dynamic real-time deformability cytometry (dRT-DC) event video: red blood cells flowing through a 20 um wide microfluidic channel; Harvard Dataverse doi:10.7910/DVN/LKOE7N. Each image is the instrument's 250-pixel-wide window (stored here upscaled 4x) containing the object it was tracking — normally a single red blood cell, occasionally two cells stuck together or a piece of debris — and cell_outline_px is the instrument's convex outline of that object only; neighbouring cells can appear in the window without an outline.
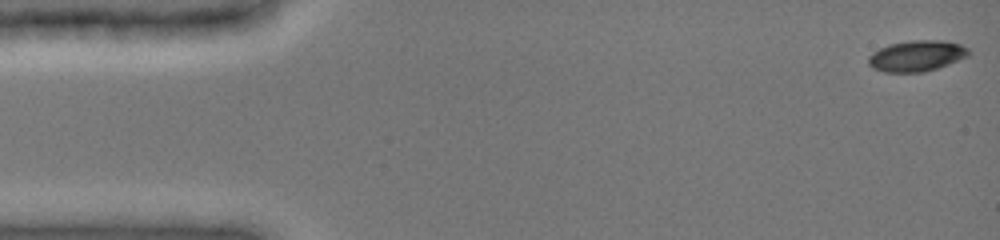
{"species": "common noctule bat (a hibernating species)", "species_latin": "Nyctalus noctula", "temperature_condition": "cold", "stored_images_in_passage": 48, "camera_frame_rate_fps": 3000, "um_per_image_px": 0.085, "animal": {"sex": "female", "body_mass_g": 19.0, "forearm_length_mm": 51.5}, "frame": {"image": 1, "passage_image": 1, "time_ms": 0.0, "image_size_px": [1000, 240], "cell_outline_px": [[968, 56], [948, 64], [924, 72], [884, 72], [872, 68], [868, 64], [868, 56], [872, 52], [888, 44], [912, 40], [944, 40], [960, 44], [968, 48]], "centroid_in_image_um": [77.88, 4.74], "position_along_channel_um": 7.1, "area_um2": 18.09}}
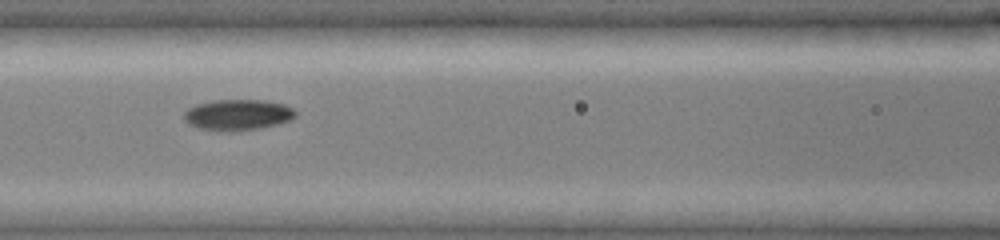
{"frame": {"image": 2, "passage_image": 21, "time_ms": 6.667, "image_size_px": [1000, 240], "cell_outline_px": [[296, 116], [288, 120], [276, 124], [260, 128], [232, 132], [228, 132], [200, 128], [188, 124], [184, 120], [184, 112], [188, 108], [196, 104], [216, 100], [264, 100], [284, 104], [292, 108], [296, 112]], "centroid_in_image_um": [20.18, 9.76], "position_along_channel_um": 146.4, "area_um2": 20.06}}
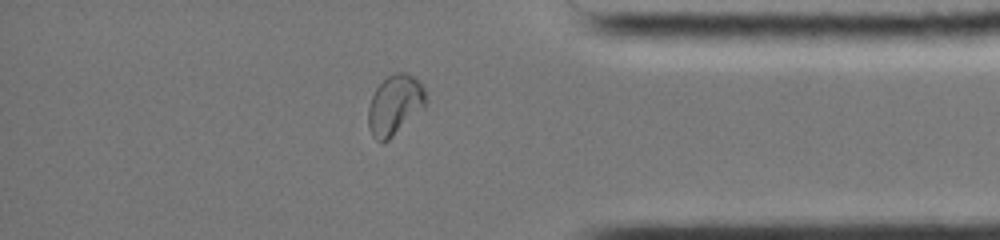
{"frame": {"image": 3, "passage_image": 41, "time_ms": 13.333, "image_size_px": [1000, 240], "cell_outline_px": [[428, 100], [424, 108], [388, 140], [380, 144], [372, 136], [368, 128], [368, 108], [372, 96], [376, 88], [388, 76], [396, 72], [404, 72], [412, 76], [424, 88]], "centroid_in_image_um": [33.55, 8.95], "position_along_channel_um": 401.6, "area_um2": 20.11}, "authors_computed_cell_mechanics": {"area_um2": 18.9584, "velocity_mm_per_s": 3.961, "shape_relaxation_time_tau1_ms": 6.6834, "shape_relaxation_time_tau2_ms": 4.4989, "deformation_change_tau1": 0.1735, "deformation_change_tau2": 0.0629}}